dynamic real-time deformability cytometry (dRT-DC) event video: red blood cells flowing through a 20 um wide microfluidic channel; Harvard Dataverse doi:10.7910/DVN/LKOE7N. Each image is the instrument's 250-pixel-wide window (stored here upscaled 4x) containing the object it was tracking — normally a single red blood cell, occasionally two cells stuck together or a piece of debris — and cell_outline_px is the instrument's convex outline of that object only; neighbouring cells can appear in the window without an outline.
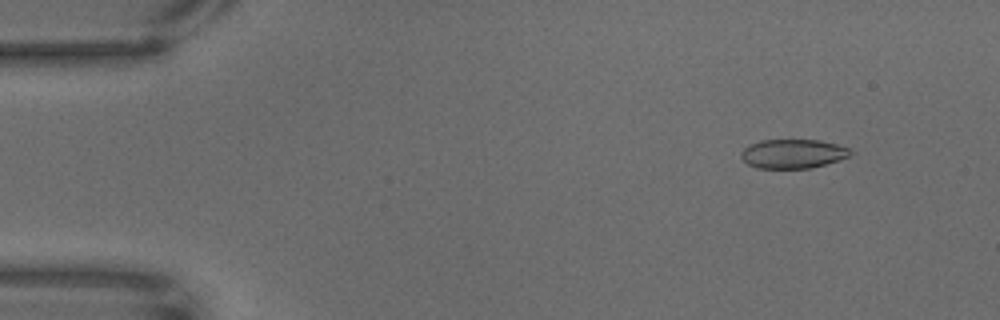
{"species": "common noctule bat (a hibernating species)", "species_latin": "Nyctalus noctula", "temperature_condition": "warm", "stored_images_in_passage": 43, "camera_frame_rate_fps": 3000, "um_per_image_px": 0.085, "animal": {"sex": "male", "body_mass_g": 18.8}, "frame": {"image": 1, "passage_image": 7, "time_ms": 2.0, "image_size_px": [1000, 320], "cell_outline_px": [[852, 152], [848, 156], [840, 160], [812, 168], [756, 168], [748, 164], [740, 156], [740, 152], [748, 144], [760, 140], [820, 140], [836, 144], [848, 148]], "centroid_in_image_um": [67.37, 13.07], "position_along_channel_um": 17.6, "area_um2": 18.61}}
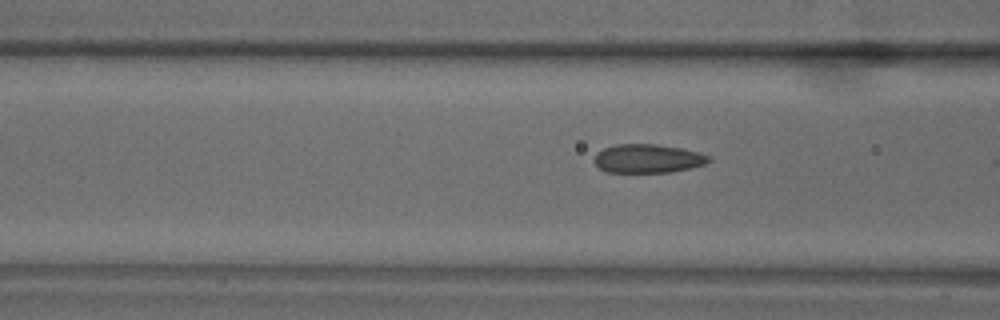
{"frame": {"image": 2, "passage_image": 26, "time_ms": 8.333, "image_size_px": [1000, 320], "cell_outline_px": [[712, 160], [704, 164], [692, 168], [672, 172], [608, 172], [600, 168], [592, 160], [596, 152], [604, 148], [616, 144], [656, 144], [680, 148], [696, 152], [708, 156]], "centroid_in_image_um": [55.03, 13.48], "position_along_channel_um": 111.6, "area_um2": 19.13}}
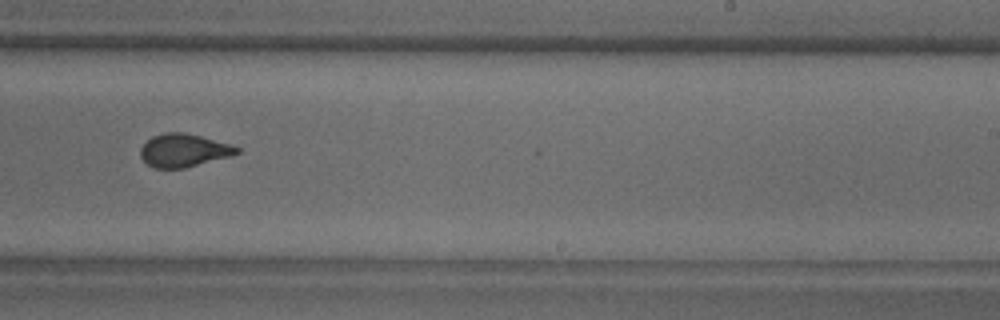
{"frame": {"image": 3, "passage_image": 42, "time_ms": 13.667, "image_size_px": [1000, 320], "cell_outline_px": [[240, 152], [232, 156], [184, 168], [152, 168], [140, 156], [140, 148], [152, 136], [164, 132], [184, 132], [232, 144], [240, 148]], "centroid_in_image_um": [15.63, 12.78], "position_along_channel_um": 273.4, "area_um2": 18.67}}